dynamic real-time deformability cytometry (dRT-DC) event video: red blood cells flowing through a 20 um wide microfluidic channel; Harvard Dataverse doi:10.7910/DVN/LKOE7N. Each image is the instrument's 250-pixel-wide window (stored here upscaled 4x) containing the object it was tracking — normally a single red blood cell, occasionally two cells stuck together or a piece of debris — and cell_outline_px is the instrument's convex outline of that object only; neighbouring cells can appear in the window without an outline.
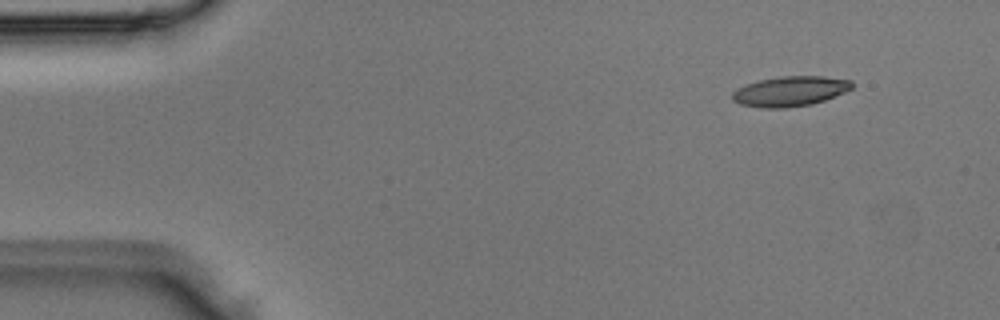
{"species": "Egyptian fruit bat (a non-hibernating species)", "species_latin": "Rousettus aegyptiacus", "temperature_condition": "room temperature", "stored_images_in_passage": 3, "camera_frame_rate_fps": 3000, "um_per_image_px": 0.085, "animal": {"sex": "male"}, "frame": {"image": 1, "passage_image": 1, "time_ms": 0.0, "image_size_px": [1000, 320], "cell_outline_px": [[852, 88], [844, 92], [824, 100], [812, 104], [784, 108], [760, 108], [740, 104], [732, 100], [732, 92], [736, 88], [744, 84], [760, 80], [780, 76], [824, 76], [852, 80]], "centroid_in_image_um": [67.12, 7.75], "position_along_channel_um": 17.9, "area_um2": 21.04}}
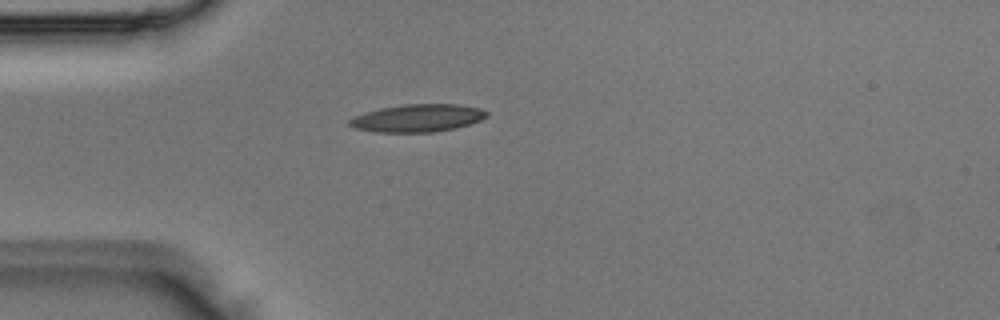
{"frame": {"image": 2, "passage_image": 3, "time_ms": 0.667, "image_size_px": [1000, 320], "cell_outline_px": [[488, 116], [480, 120], [456, 128], [432, 132], [376, 132], [352, 128], [348, 124], [348, 120], [352, 116], [364, 112], [380, 108], [404, 104], [460, 104], [480, 108], [488, 112]], "centroid_in_image_um": [35.45, 10.03], "position_along_channel_um": 49.5, "area_um2": 22.31}}